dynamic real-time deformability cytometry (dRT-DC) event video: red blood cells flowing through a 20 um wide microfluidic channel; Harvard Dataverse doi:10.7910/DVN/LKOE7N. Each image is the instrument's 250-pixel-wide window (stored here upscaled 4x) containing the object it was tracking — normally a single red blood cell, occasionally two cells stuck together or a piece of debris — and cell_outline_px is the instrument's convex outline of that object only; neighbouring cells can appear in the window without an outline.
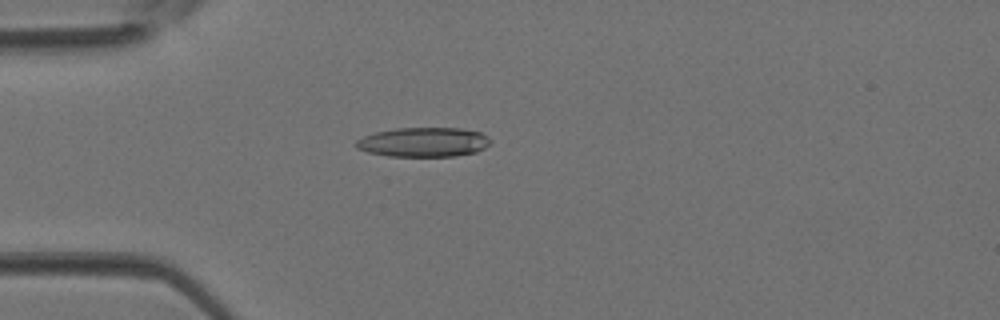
{"species": "Egyptian fruit bat (a non-hibernating species)", "species_latin": "Rousettus aegyptiacus", "temperature_condition": "room temperature", "stored_images_in_passage": 4, "camera_frame_rate_fps": 3000, "um_per_image_px": 0.085, "animal": {"sex": "female"}, "frame": {"image": 1, "passage_image": 4, "time_ms": 1.0, "image_size_px": [1000, 320], "cell_outline_px": [[492, 140], [484, 148], [476, 152], [456, 156], [388, 156], [368, 152], [356, 148], [356, 140], [364, 136], [376, 132], [396, 128], [460, 128], [480, 132], [488, 136]], "centroid_in_image_um": [36.01, 12.08], "position_along_channel_um": 49.0, "area_um2": 23.06}}